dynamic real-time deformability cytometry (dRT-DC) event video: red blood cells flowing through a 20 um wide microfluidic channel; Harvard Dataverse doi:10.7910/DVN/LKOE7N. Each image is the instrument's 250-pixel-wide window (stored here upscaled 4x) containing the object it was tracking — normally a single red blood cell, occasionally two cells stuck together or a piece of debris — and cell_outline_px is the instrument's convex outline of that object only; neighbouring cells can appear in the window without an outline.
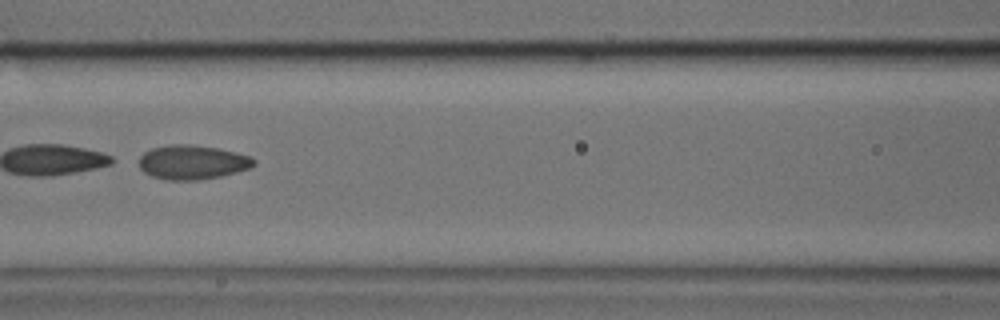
{"species": "common noctule bat (a hibernating species)", "species_latin": "Nyctalus noctula", "temperature_condition": "cold", "stored_images_in_passage": 24, "camera_frame_rate_fps": 3000, "um_per_image_px": 0.085, "animal": {"sex": "male", "body_mass_g": 17.9, "forearm_length_mm": 54.2}, "frame": {"image": 1, "passage_image": 10, "time_ms": 3.0, "image_size_px": [1000, 320], "cell_outline_px": [[256, 164], [248, 168], [236, 172], [220, 176], [200, 180], [164, 180], [152, 176], [144, 172], [140, 168], [140, 156], [144, 152], [152, 148], [172, 144], [188, 144], [216, 148], [236, 152], [248, 156], [256, 160]], "centroid_in_image_um": [16.33, 13.79], "position_along_channel_um": 150.3, "area_um2": 22.83}}